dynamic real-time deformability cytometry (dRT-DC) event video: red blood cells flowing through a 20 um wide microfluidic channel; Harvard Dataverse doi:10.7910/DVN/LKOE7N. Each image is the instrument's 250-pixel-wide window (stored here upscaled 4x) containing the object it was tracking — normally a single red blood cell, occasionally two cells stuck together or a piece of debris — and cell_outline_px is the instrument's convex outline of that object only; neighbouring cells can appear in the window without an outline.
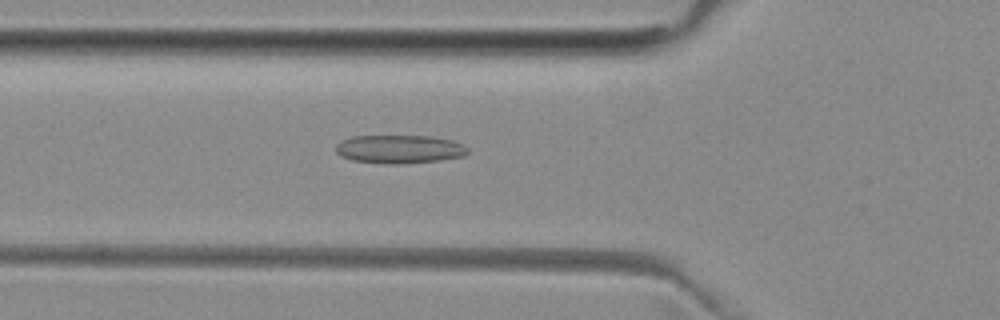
{"species": "common noctule bat (a hibernating species)", "species_latin": "Nyctalus noctula", "temperature_condition": "room temperature", "stored_images_in_passage": 51, "camera_frame_rate_fps": 3000, "um_per_image_px": 0.085, "animal": {"sex": "female", "body_mass_g": 29.2, "forearm_length_mm": 56.3}, "frame": {"image": 1, "passage_image": 18, "time_ms": 5.667, "image_size_px": [1000, 320], "cell_outline_px": [[468, 152], [464, 156], [436, 160], [400, 164], [384, 164], [352, 160], [340, 156], [336, 152], [336, 144], [352, 136], [432, 136], [452, 140], [464, 144], [468, 148]], "centroid_in_image_um": [33.95, 12.67], "position_along_channel_um": 91.8, "area_um2": 21.85}}
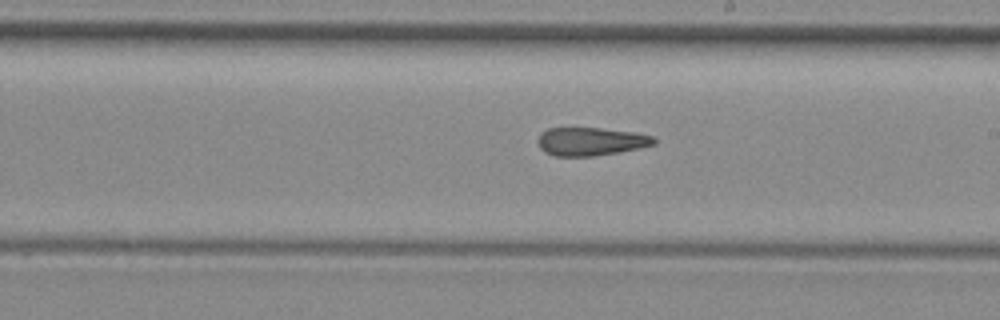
{"frame": {"image": 2, "passage_image": 29, "time_ms": 9.333, "image_size_px": [1000, 320], "cell_outline_px": [[656, 144], [616, 152], [592, 156], [556, 156], [544, 152], [540, 148], [536, 140], [540, 132], [548, 128], [600, 128], [632, 132], [652, 136], [656, 140]], "centroid_in_image_um": [50.14, 12.02], "position_along_channel_um": 238.9, "area_um2": 18.96}}
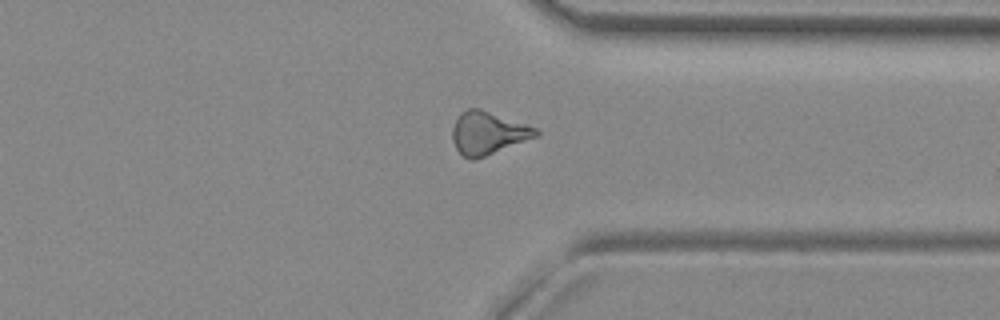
{"frame": {"image": 3, "passage_image": 39, "time_ms": 12.667, "image_size_px": [1000, 320], "cell_outline_px": [[540, 132], [536, 136], [484, 156], [472, 160], [468, 160], [456, 148], [452, 140], [452, 128], [460, 112], [468, 108], [480, 108], [536, 128]], "centroid_in_image_um": [41.42, 11.29], "position_along_channel_um": 370.0, "area_um2": 20.4}, "authors_computed_cell_mechanics": {"area_um2": 20.4034, "velocity_mm_per_s": 3.9956, "shape_relaxation_time_tau1_ms": null, "shape_relaxation_time_tau2_ms": 2.7038, "deformation_change_tau1": null, "deformation_change_tau2": 0.134}}